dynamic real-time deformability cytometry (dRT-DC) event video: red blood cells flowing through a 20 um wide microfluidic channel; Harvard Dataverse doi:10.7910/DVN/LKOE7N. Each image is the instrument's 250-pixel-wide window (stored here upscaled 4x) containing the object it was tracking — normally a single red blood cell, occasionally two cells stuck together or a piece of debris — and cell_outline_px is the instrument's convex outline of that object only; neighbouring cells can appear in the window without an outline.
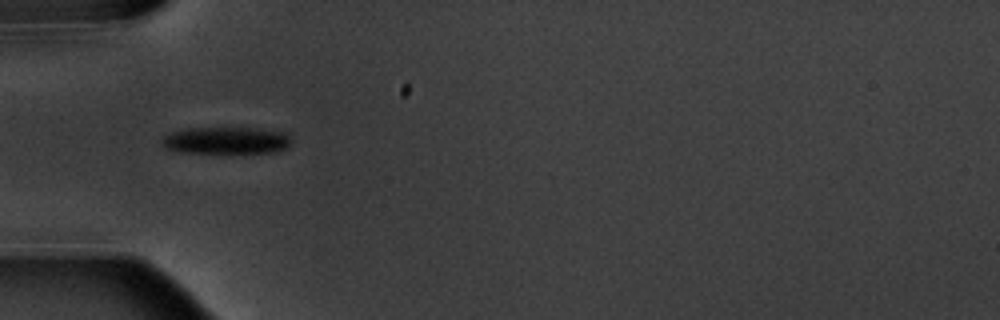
{"species": "common noctule bat (a hibernating species)", "species_latin": "Nyctalus noctula", "temperature_condition": "warm", "stored_images_in_passage": 11, "camera_frame_rate_fps": 3000, "um_per_image_px": 0.085, "animal": {"sex": "male", "body_mass_g": 20.1, "forearm_length_mm": 53.5}, "frame": {"image": 1, "passage_image": 7, "time_ms": 7.667, "image_size_px": [1000, 320], "cell_outline_px": [[292, 144], [288, 148], [276, 152], [232, 156], [224, 156], [176, 152], [164, 148], [160, 144], [160, 140], [164, 136], [172, 132], [188, 128], [248, 128], [288, 132], [292, 140]], "centroid_in_image_um": [19.24, 12.01], "position_along_channel_um": 65.8, "area_um2": 22.08}}
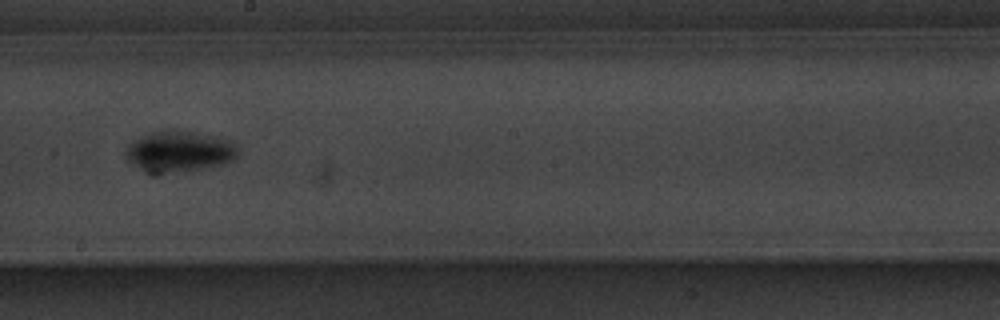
{"frame": {"image": 2, "passage_image": 11, "time_ms": 12.333, "image_size_px": [1000, 320], "cell_outline_px": [[236, 156], [232, 160], [224, 164], [204, 168], [156, 176], [152, 176], [144, 172], [132, 164], [124, 156], [124, 152], [128, 144], [152, 132], [188, 132], [212, 136], [232, 140], [236, 144]], "centroid_in_image_um": [15.18, 12.95], "position_along_channel_um": 233.0, "area_um2": 26.7}}